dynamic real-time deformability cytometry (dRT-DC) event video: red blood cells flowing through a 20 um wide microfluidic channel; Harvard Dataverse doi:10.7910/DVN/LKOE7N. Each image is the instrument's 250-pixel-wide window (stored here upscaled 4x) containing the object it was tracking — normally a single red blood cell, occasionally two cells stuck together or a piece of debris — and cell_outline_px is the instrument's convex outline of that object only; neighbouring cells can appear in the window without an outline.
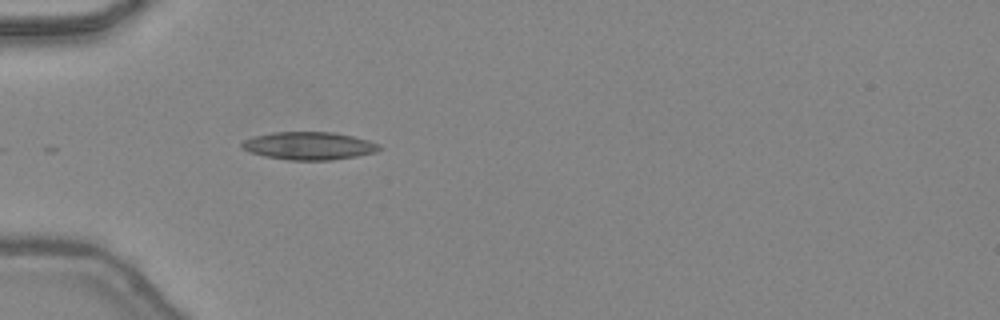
{"species": "common noctule bat (a hibernating species)", "species_latin": "Nyctalus noctula", "temperature_condition": "warm", "stored_images_in_passage": 19, "camera_frame_rate_fps": 3000, "um_per_image_px": 0.085, "animal": {"sex": "female", "body_mass_g": 24.6, "forearm_length_mm": 56.2}, "frame": {"image": 1, "passage_image": 1, "time_ms": 0.0, "image_size_px": [1000, 320], "cell_outline_px": [[380, 148], [376, 152], [356, 156], [332, 160], [288, 160], [264, 156], [248, 152], [240, 144], [244, 140], [252, 136], [272, 132], [332, 132], [352, 136], [368, 140], [380, 144]], "centroid_in_image_um": [26.23, 12.39], "position_along_channel_um": 58.8, "area_um2": 22.31}}
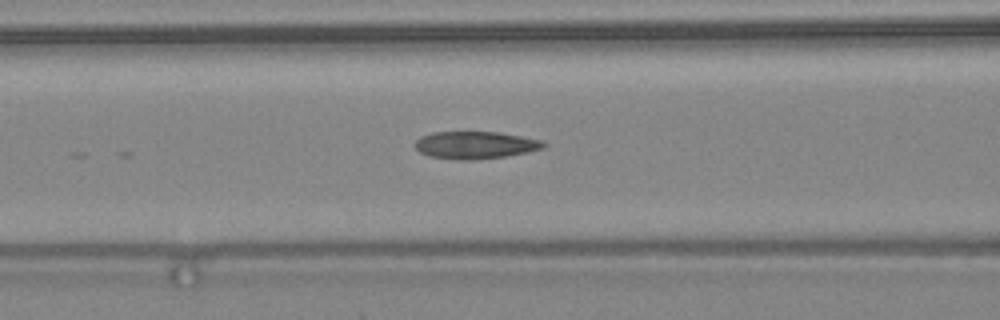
{"frame": {"image": 2, "passage_image": 6, "time_ms": 1.667, "image_size_px": [1000, 320], "cell_outline_px": [[548, 144], [544, 148], [528, 152], [504, 156], [472, 160], [460, 160], [428, 156], [420, 152], [412, 144], [420, 136], [432, 132], [500, 132], [540, 140]], "centroid_in_image_um": [40.37, 12.33], "position_along_channel_um": 126.2, "area_um2": 20.58}}
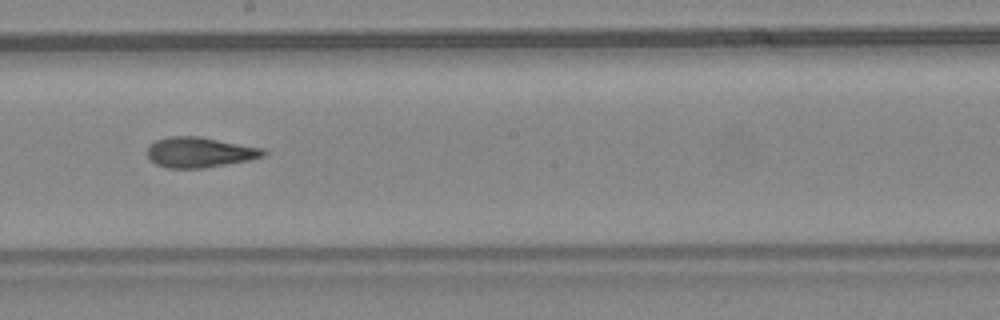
{"frame": {"image": 3, "passage_image": 13, "time_ms": 4.0, "image_size_px": [1000, 320], "cell_outline_px": [[268, 152], [264, 156], [248, 160], [204, 168], [168, 168], [156, 164], [148, 156], [148, 148], [156, 140], [168, 136], [200, 136], [264, 148]], "centroid_in_image_um": [17.01, 12.94], "position_along_channel_um": 231.2, "area_um2": 20.46}}